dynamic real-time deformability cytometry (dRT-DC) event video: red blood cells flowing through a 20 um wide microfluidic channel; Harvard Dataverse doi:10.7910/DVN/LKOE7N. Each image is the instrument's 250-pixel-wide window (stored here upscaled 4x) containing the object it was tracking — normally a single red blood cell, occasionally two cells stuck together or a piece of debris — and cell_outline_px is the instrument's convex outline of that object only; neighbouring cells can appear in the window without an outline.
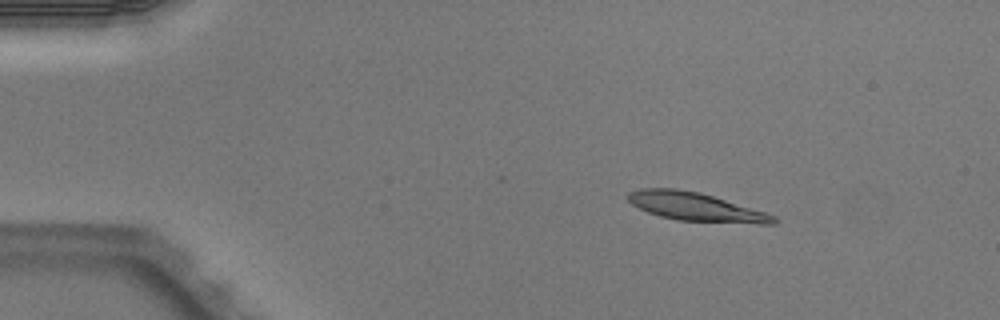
{"species": "Egyptian fruit bat (a non-hibernating species)", "species_latin": "Rousettus aegyptiacus", "temperature_condition": "warm", "stored_images_in_passage": 3, "segment_of_instrument_passage": [1, 2], "camera_frame_rate_fps": 3000, "um_per_image_px": 0.085, "animal": {"sex": "male"}, "frame": {"image": 1, "passage_image": 1, "time_ms": 0.0, "image_size_px": [1000, 320], "cell_outline_px": [[780, 220], [776, 224], [760, 224], [676, 220], [660, 216], [648, 212], [632, 204], [628, 200], [628, 192], [644, 188], [676, 188], [700, 192], [764, 212], [776, 216]], "centroid_in_image_um": [59.16, 17.59], "position_along_channel_um": 25.8, "area_um2": 24.04}}